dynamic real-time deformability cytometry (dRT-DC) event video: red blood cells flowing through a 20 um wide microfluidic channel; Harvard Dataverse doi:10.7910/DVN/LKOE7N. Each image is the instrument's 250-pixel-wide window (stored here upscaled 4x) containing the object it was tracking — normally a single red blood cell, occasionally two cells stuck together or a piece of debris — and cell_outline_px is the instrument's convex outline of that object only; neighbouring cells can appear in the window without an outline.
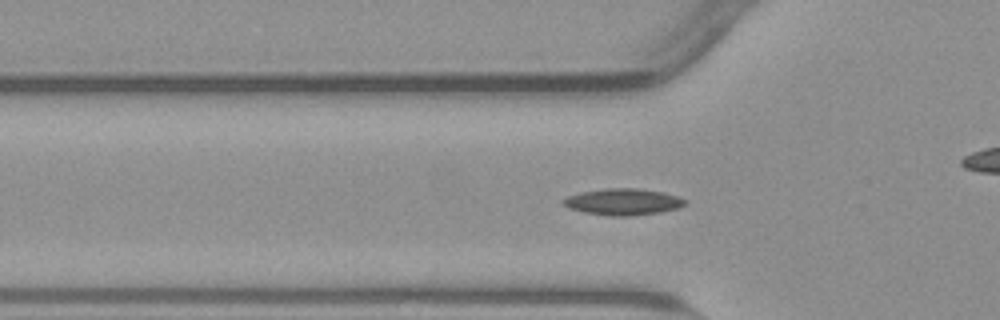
{"species": "common noctule bat (a hibernating species)", "species_latin": "Nyctalus noctula", "temperature_condition": "warm", "stored_images_in_passage": 39, "camera_frame_rate_fps": 3000, "um_per_image_px": 0.085, "animal": {"sex": "male", "body_mass_g": 23.1, "forearm_length_mm": 52.7}, "frame": {"image": 1, "passage_image": 2, "time_ms": 0.333, "image_size_px": [1000, 320], "cell_outline_px": [[688, 204], [680, 208], [660, 212], [628, 216], [612, 216], [584, 212], [568, 208], [560, 204], [560, 200], [568, 196], [584, 192], [608, 188], [636, 188], [660, 192], [676, 196], [688, 200]], "centroid_in_image_um": [52.96, 17.16], "position_along_channel_um": 72.8, "area_um2": 18.79}}
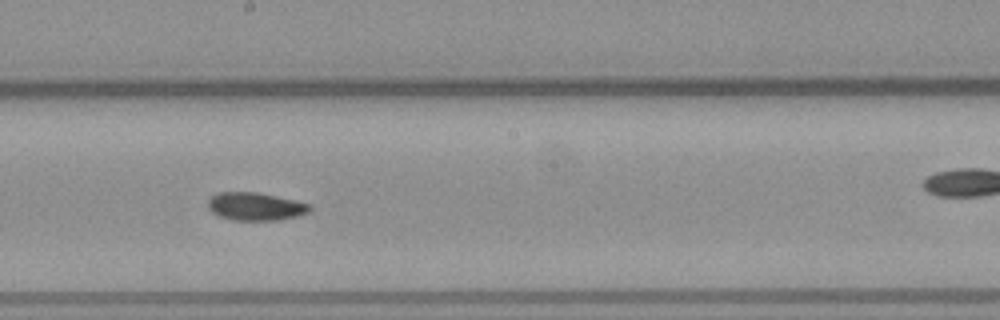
{"frame": {"image": 2, "passage_image": 14, "time_ms": 4.333, "image_size_px": [1000, 320], "cell_outline_px": [[312, 208], [308, 212], [296, 216], [280, 220], [232, 220], [220, 216], [212, 212], [208, 208], [208, 200], [212, 196], [220, 192], [256, 192], [312, 204]], "centroid_in_image_um": [21.72, 17.55], "position_along_channel_um": 226.5, "area_um2": 16.47}}
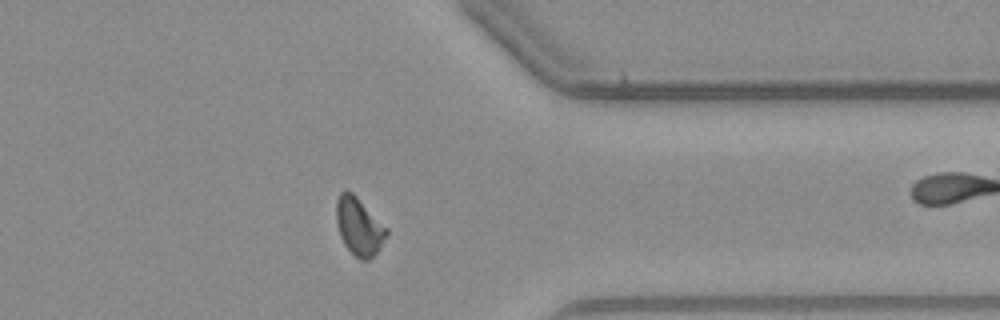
{"frame": {"image": 3, "passage_image": 27, "time_ms": 8.667, "image_size_px": [1000, 320], "cell_outline_px": [[388, 232], [380, 248], [368, 260], [360, 260], [344, 244], [340, 236], [336, 220], [336, 200], [340, 192], [344, 188], [352, 192], [388, 228]], "centroid_in_image_um": [30.5, 19.22], "position_along_channel_um": 380.9, "area_um2": 16.82}}